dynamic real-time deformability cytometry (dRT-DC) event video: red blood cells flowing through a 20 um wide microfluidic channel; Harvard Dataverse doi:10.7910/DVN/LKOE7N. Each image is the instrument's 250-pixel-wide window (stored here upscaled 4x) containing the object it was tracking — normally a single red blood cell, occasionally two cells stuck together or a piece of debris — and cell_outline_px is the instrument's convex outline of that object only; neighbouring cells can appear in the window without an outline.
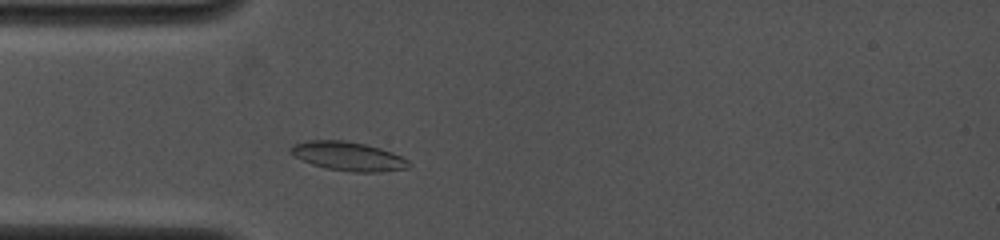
{"species": "common noctule bat (a hibernating species)", "species_latin": "Nyctalus noctula", "temperature_condition": "cold", "stored_images_in_passage": 28, "camera_frame_rate_fps": 4000, "um_per_image_px": 0.085, "animal": {"sex": "female", "body_mass_g": 19.0, "forearm_length_mm": 53.3}, "frame": {"image": 1, "passage_image": 5, "time_ms": 1.75, "image_size_px": [1000, 240], "cell_outline_px": [[412, 164], [408, 168], [380, 172], [352, 172], [328, 168], [312, 164], [288, 152], [288, 148], [292, 144], [308, 140], [344, 140], [364, 144], [380, 148], [392, 152], [408, 160]], "centroid_in_image_um": [29.59, 13.27], "position_along_channel_um": 55.4, "area_um2": 19.88}}
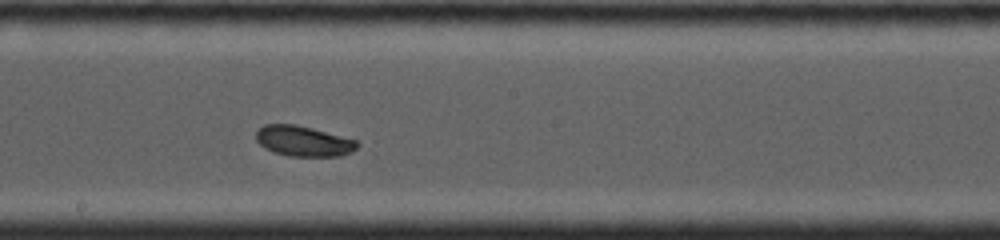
{"frame": {"image": 2, "passage_image": 15, "time_ms": 6.0, "image_size_px": [1000, 240], "cell_outline_px": [[360, 144], [352, 152], [340, 156], [288, 156], [272, 152], [264, 148], [256, 140], [256, 132], [264, 124], [296, 124], [312, 128], [356, 140]], "centroid_in_image_um": [25.77, 12.0], "position_along_channel_um": 222.4, "area_um2": 17.98}}
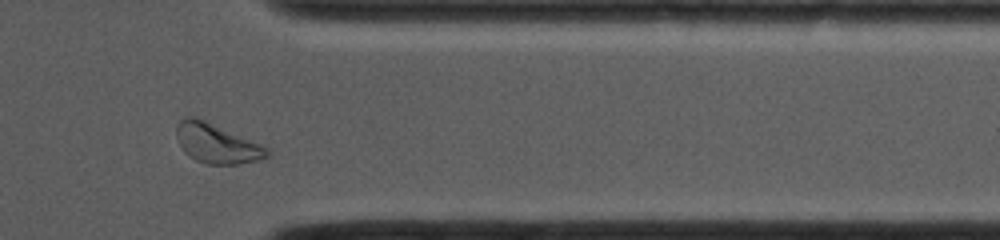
{"frame": {"image": 3, "passage_image": 25, "time_ms": 10.25, "image_size_px": [1000, 240], "cell_outline_px": [[272, 156], [264, 160], [236, 164], [208, 164], [196, 160], [184, 152], [176, 136], [176, 128], [180, 120], [184, 116], [196, 116], [260, 144], [268, 148], [272, 152]], "centroid_in_image_um": [18.46, 12.2], "position_along_channel_um": 392.9, "area_um2": 21.04}, "authors_computed_cell_mechanics": {"area_um2": 18.4093, "velocity_mm_per_s": 4.0133, "shape_relaxation_time_tau1_ms": 4.3516, "shape_relaxation_time_tau2_ms": null, "deformation_change_tau1": 0.1, "deformation_change_tau2": null}}